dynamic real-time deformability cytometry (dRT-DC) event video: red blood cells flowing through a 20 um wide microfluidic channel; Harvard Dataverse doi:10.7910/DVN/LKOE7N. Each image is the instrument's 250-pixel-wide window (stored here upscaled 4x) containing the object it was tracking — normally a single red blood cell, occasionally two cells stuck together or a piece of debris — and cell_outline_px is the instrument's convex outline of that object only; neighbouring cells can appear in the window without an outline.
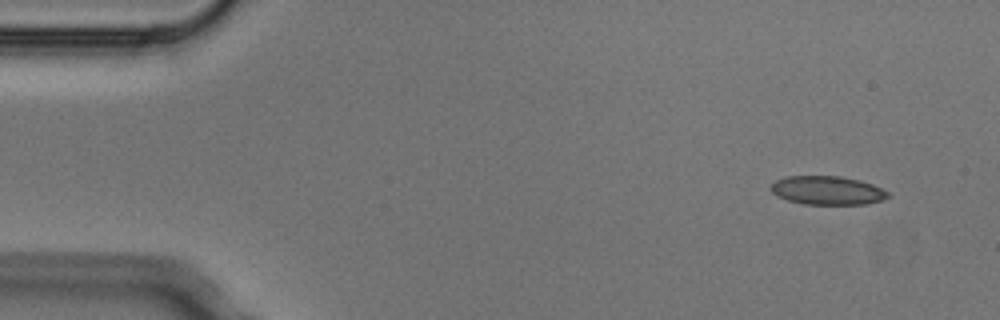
{"species": "Egyptian fruit bat (a non-hibernating species)", "species_latin": "Rousettus aegyptiacus", "temperature_condition": "cold", "stored_images_in_passage": 5, "camera_frame_rate_fps": 3000, "um_per_image_px": 0.085, "animal": {"sex": "male"}, "frame": {"image": 1, "passage_image": 1, "time_ms": 0.0, "image_size_px": [1000, 320], "cell_outline_px": [[892, 196], [868, 204], [804, 204], [788, 200], [776, 196], [768, 188], [776, 180], [784, 176], [840, 176], [860, 180], [872, 184], [888, 192]], "centroid_in_image_um": [70.3, 16.18], "position_along_channel_um": 14.7, "area_um2": 19.65}}